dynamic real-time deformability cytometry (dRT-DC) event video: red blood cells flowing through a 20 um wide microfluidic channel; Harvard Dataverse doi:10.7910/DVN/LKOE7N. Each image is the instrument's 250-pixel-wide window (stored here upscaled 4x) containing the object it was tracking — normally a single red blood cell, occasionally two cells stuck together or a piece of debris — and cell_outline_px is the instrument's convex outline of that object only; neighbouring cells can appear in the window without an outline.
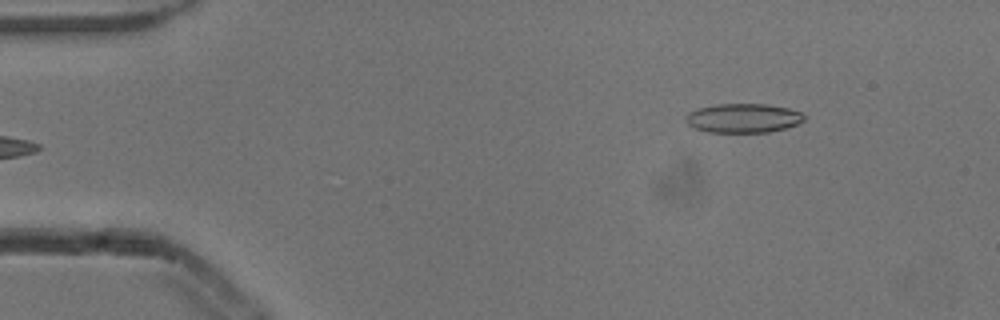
{"species": "common noctule bat (a hibernating species)", "species_latin": "Nyctalus noctula", "temperature_condition": "cold", "stored_images_in_passage": 6, "camera_frame_rate_fps": 3000, "um_per_image_px": 0.085, "animal": {"sex": "male", "body_mass_g": 13.3}, "frame": {"image": 1, "passage_image": 6, "time_ms": 1.667, "image_size_px": [1000, 320], "cell_outline_px": [[804, 120], [796, 124], [784, 128], [768, 132], [708, 132], [696, 128], [688, 124], [684, 120], [684, 116], [688, 112], [696, 108], [716, 104], [768, 104], [788, 108], [804, 112]], "centroid_in_image_um": [63.14, 10.03], "position_along_channel_um": 21.9, "area_um2": 20.23}}